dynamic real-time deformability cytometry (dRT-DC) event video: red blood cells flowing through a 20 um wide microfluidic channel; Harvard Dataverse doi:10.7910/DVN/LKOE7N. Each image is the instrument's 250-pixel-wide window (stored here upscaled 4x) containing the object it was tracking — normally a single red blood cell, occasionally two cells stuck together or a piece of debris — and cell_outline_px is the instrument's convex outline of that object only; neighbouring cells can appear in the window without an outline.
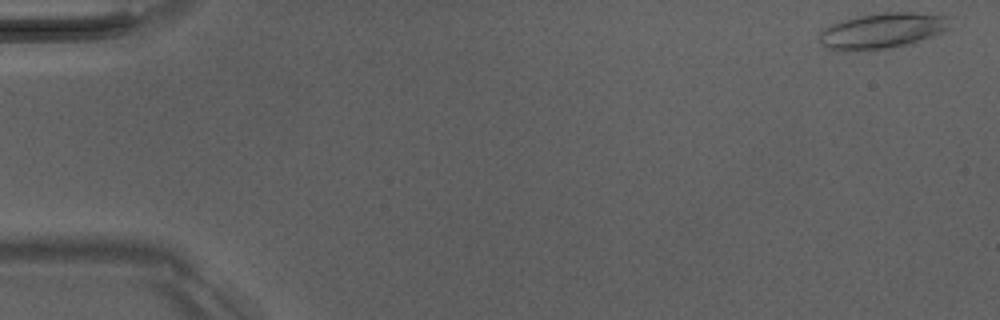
{"species": "Egyptian fruit bat (a non-hibernating species)", "species_latin": "Rousettus aegyptiacus", "temperature_condition": "room temperature", "stored_images_in_passage": 50, "camera_frame_rate_fps": 3000, "um_per_image_px": 0.085, "animal": {"sex": "male"}, "frame": {"image": 1, "passage_image": 1, "time_ms": 0.0, "image_size_px": [1000, 320], "cell_outline_px": [[948, 28], [940, 32], [908, 44], [888, 48], [848, 52], [840, 52], [824, 48], [820, 44], [820, 32], [832, 24], [840, 20], [856, 16], [884, 12], [912, 12], [948, 16]], "centroid_in_image_um": [74.88, 2.62], "position_along_channel_um": 10.1, "area_um2": 27.05}}
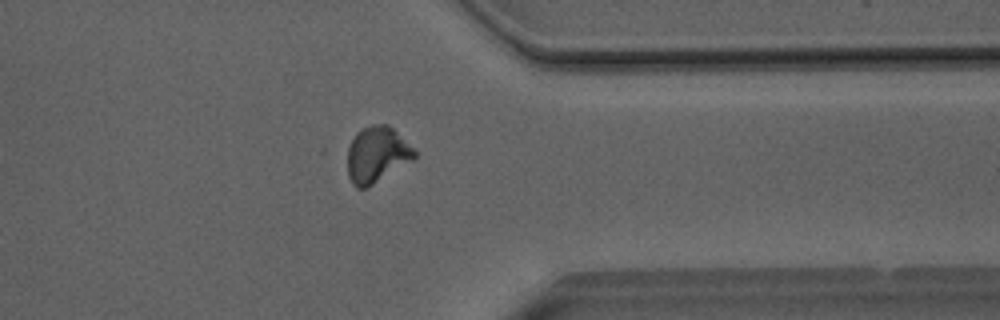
{"frame": {"image": 2, "passage_image": 40, "time_ms": 13.0, "image_size_px": [1000, 320], "cell_outline_px": [[416, 156], [412, 160], [372, 184], [364, 188], [356, 188], [352, 184], [348, 176], [348, 148], [356, 132], [372, 124], [388, 124], [416, 152]], "centroid_in_image_um": [32.0, 13.14], "position_along_channel_um": 379.4, "area_um2": 21.33}}
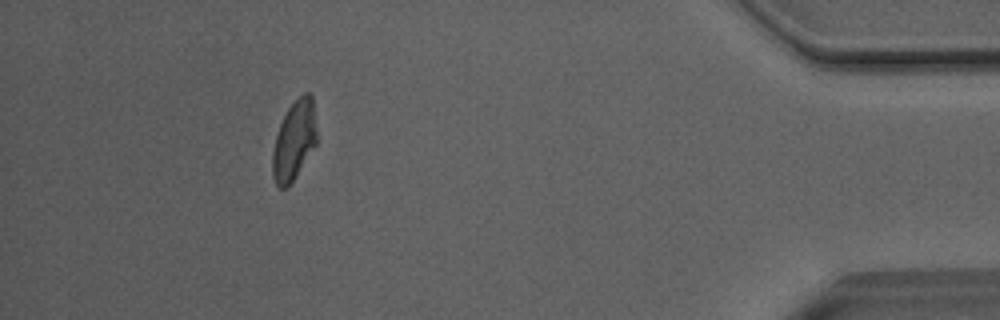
{"frame": {"image": 3, "passage_image": 46, "time_ms": 15.0, "image_size_px": [1000, 320], "cell_outline_px": [[316, 144], [288, 188], [280, 188], [276, 184], [272, 176], [256, 140], [304, 92], [308, 92], [312, 96], [316, 128]], "centroid_in_image_um": [24.63, 11.97], "position_along_channel_um": 410.6, "area_um2": 24.45}}